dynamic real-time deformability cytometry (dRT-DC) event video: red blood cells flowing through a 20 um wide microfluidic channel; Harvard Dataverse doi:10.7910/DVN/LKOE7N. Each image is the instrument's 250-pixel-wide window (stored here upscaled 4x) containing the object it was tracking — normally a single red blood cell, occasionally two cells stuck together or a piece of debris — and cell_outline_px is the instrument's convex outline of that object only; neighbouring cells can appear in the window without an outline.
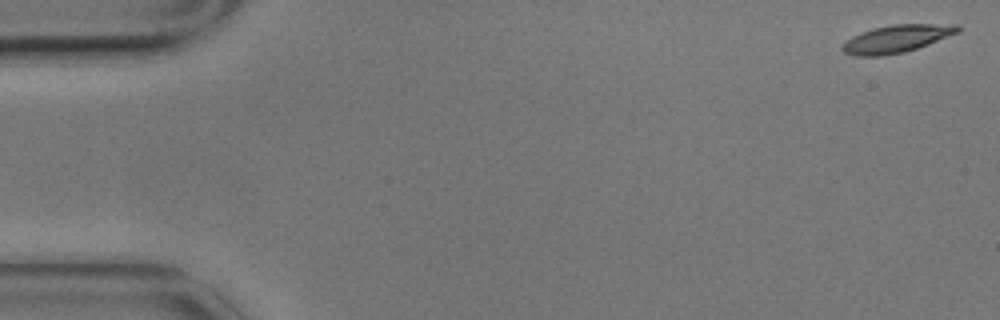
{"species": "common noctule bat (a hibernating species)", "species_latin": "Nyctalus noctula", "temperature_condition": "cold", "stored_images_in_passage": 5, "camera_frame_rate_fps": 3000, "um_per_image_px": 0.085, "animal": {"sex": "male", "body_mass_g": 17.9}, "frame": {"image": 1, "passage_image": 1, "time_ms": 0.0, "image_size_px": [1000, 320], "cell_outline_px": [[960, 32], [928, 44], [904, 52], [884, 56], [856, 56], [844, 52], [840, 48], [852, 36], [872, 28], [892, 24], [960, 24]], "centroid_in_image_um": [76.23, 3.29], "position_along_channel_um": 8.8, "area_um2": 18.55}}
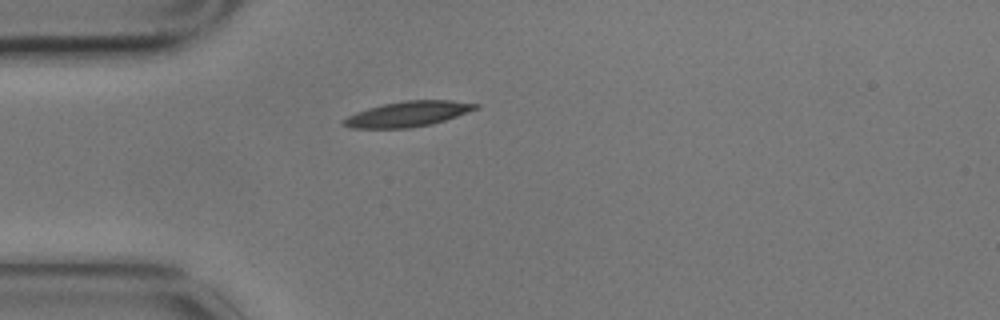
{"frame": {"image": 2, "passage_image": 5, "time_ms": 1.333, "image_size_px": [1000, 320], "cell_outline_px": [[480, 108], [432, 124], [408, 128], [352, 128], [340, 124], [340, 120], [356, 112], [368, 108], [384, 104], [404, 100], [452, 100], [480, 104]], "centroid_in_image_um": [34.66, 9.68], "position_along_channel_um": 50.3, "area_um2": 19.54}}